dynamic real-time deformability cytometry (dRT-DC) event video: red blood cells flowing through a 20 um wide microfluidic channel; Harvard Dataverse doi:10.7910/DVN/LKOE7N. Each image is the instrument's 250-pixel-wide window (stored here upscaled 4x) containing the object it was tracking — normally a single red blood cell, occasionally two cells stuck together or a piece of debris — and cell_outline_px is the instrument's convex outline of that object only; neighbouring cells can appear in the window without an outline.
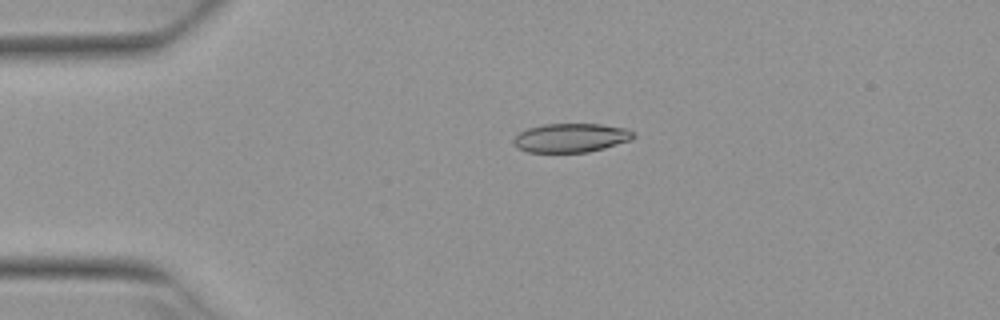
{"species": "Egyptian fruit bat (a non-hibernating species)", "species_latin": "Rousettus aegyptiacus", "temperature_condition": "warm", "stored_images_in_passage": 5, "camera_frame_rate_fps": 3000, "um_per_image_px": 0.085, "animal": {"sex": "female"}, "frame": {"image": 1, "passage_image": 4, "time_ms": 1.0, "image_size_px": [1000, 320], "cell_outline_px": [[636, 136], [632, 140], [604, 148], [588, 152], [528, 152], [516, 148], [512, 140], [520, 132], [528, 128], [544, 124], [600, 124], [628, 128]], "centroid_in_image_um": [48.54, 11.71], "position_along_channel_um": 36.5, "area_um2": 20.29}}